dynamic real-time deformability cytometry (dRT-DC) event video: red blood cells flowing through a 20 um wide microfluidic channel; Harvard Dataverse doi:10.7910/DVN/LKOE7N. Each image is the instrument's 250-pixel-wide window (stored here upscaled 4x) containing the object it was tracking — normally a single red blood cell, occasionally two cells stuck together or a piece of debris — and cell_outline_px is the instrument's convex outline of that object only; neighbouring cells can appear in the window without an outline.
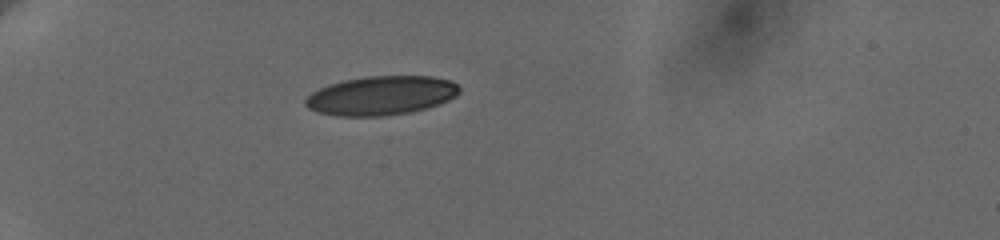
{"species": "human", "species_latin": "Homo sapiens", "temperature_condition": "cold", "stored_images_in_passage": 40, "camera_frame_rate_fps": 3000, "um_per_image_px": 0.085, "donor": {"sex": "female"}, "frame": {"image": 1, "passage_image": 1, "time_ms": 0.0, "image_size_px": [1000, 240], "cell_outline_px": [[460, 92], [456, 96], [448, 100], [424, 108], [408, 112], [384, 116], [336, 116], [316, 112], [308, 108], [304, 104], [304, 100], [312, 92], [328, 84], [344, 80], [364, 76], [432, 76], [452, 80], [460, 88]], "centroid_in_image_um": [32.37, 8.11], "position_along_channel_um": 52.6, "area_um2": 35.08}}
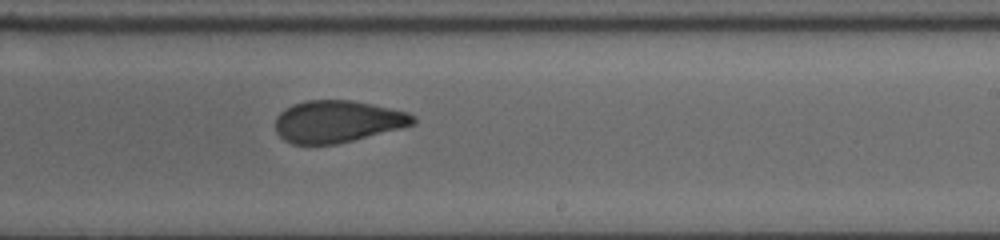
{"frame": {"image": 2, "passage_image": 21, "time_ms": 6.667, "image_size_px": [1000, 240], "cell_outline_px": [[416, 124], [404, 128], [336, 144], [292, 144], [284, 140], [276, 132], [276, 116], [280, 112], [292, 104], [308, 100], [352, 100], [372, 104], [408, 112], [416, 116]], "centroid_in_image_um": [28.72, 10.32], "position_along_channel_um": 260.3, "area_um2": 33.93}}
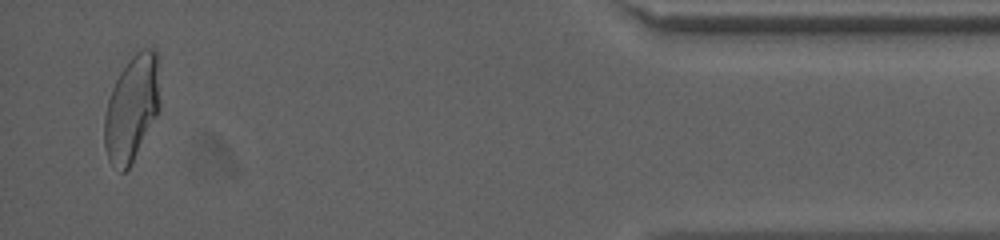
{"frame": {"image": 3, "passage_image": 39, "time_ms": 12.667, "image_size_px": [1000, 240], "cell_outline_px": [[160, 108], [132, 164], [124, 172], [120, 172], [108, 160], [104, 148], [104, 116], [108, 100], [112, 88], [120, 72], [128, 60], [136, 52], [144, 48], [156, 48], [160, 104]], "centroid_in_image_um": [11.19, 9.22], "position_along_channel_um": 424.0, "area_um2": 34.28}, "authors_computed_cell_mechanics": {"area_um2": 35.0268, "velocity_mm_per_s": 3.6361, "shape_relaxation_time_tau1_ms": 8.3199, "shape_relaxation_time_tau2_ms": 1.3101, "deformation_change_tau1": 0.1948, "deformation_change_tau2": 0.0751}}